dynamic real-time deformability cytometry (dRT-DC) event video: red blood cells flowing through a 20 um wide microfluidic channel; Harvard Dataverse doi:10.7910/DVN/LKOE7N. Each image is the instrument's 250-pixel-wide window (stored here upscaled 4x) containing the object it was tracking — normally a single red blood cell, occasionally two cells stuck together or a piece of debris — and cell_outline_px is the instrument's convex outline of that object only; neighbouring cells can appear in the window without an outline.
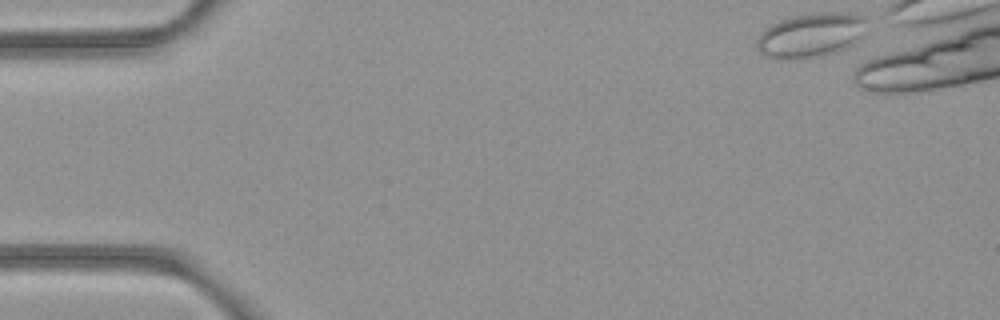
{"species": "common noctule bat (a hibernating species)", "species_latin": "Nyctalus noctula", "temperature_condition": "room temperature", "stored_images_in_passage": 23, "camera_frame_rate_fps": 3000, "um_per_image_px": 0.085, "animal": {"sex": "female", "body_mass_g": 21.9}, "frame": {"image": 1, "passage_image": 1, "time_ms": 0.0, "image_size_px": [1000, 320], "cell_outline_px": [[868, 20], [864, 32], [852, 44], [844, 48], [832, 52], [816, 56], [788, 60], [764, 56], [756, 48], [756, 40], [760, 32], [764, 28], [788, 16], [812, 12], [848, 12], [864, 16]], "centroid_in_image_um": [68.88, 2.95], "position_along_channel_um": 16.1, "area_um2": 28.67}}
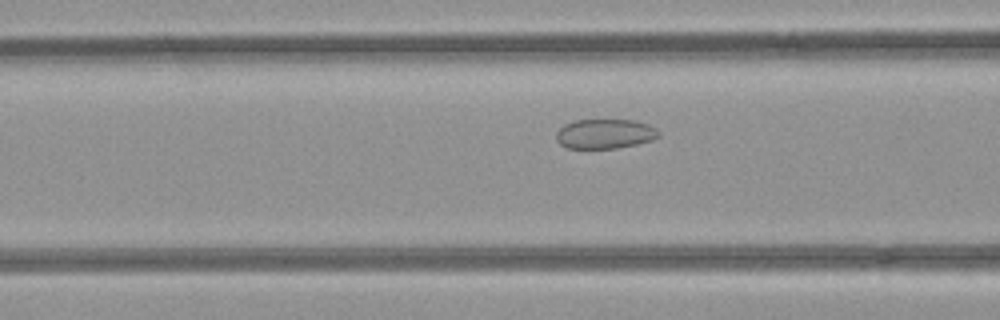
{"frame": {"image": 2, "passage_image": 17, "time_ms": 5.333, "image_size_px": [1000, 320], "cell_outline_px": [[660, 136], [652, 140], [636, 144], [616, 148], [568, 148], [560, 144], [556, 140], [556, 132], [564, 124], [576, 120], [636, 120], [648, 124], [656, 128], [660, 132]], "centroid_in_image_um": [51.43, 11.37], "position_along_channel_um": 115.2, "area_um2": 17.74}}
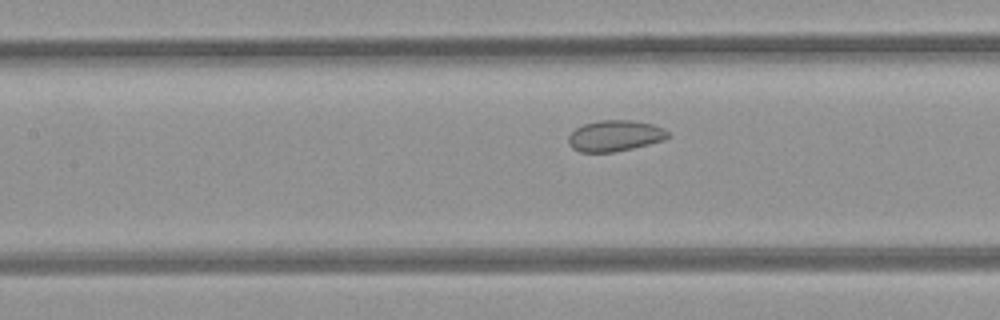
{"frame": {"image": 3, "passage_image": 20, "time_ms": 6.333, "image_size_px": [1000, 320], "cell_outline_px": [[672, 136], [664, 140], [632, 148], [612, 152], [580, 152], [572, 148], [568, 144], [568, 136], [576, 128], [584, 124], [600, 120], [632, 120], [652, 124], [664, 128]], "centroid_in_image_um": [52.28, 11.54], "position_along_channel_um": 155.1, "area_um2": 18.03}}